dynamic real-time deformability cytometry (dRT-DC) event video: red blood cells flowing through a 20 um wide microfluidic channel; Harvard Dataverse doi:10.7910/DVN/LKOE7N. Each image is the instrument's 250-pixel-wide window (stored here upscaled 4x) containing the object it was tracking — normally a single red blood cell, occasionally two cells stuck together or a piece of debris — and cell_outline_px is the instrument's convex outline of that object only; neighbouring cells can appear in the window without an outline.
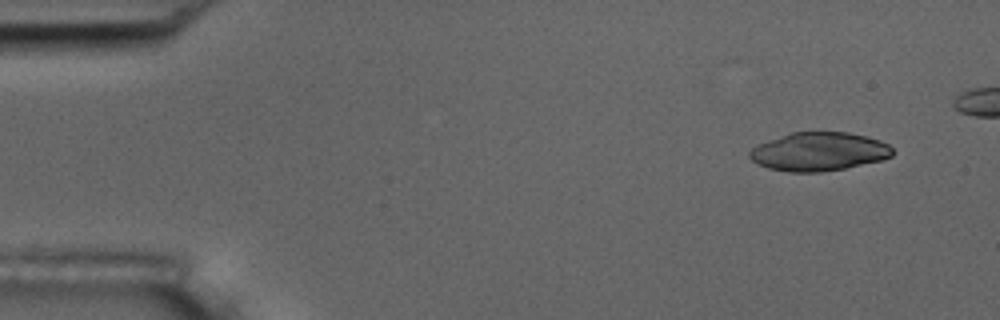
{"species": "common noctule bat (a hibernating species)", "species_latin": "Nyctalus noctula", "temperature_condition": "room temperature", "stored_images_in_passage": 4, "camera_frame_rate_fps": 3000, "um_per_image_px": 0.085, "animal": {"sex": "male", "body_mass_g": 17.5, "forearm_length_mm": 52.3}, "frame": {"image": 1, "passage_image": 1, "time_ms": 0.0, "image_size_px": [1000, 320], "cell_outline_px": [[892, 156], [880, 160], [844, 168], [820, 172], [788, 172], [768, 168], [756, 164], [748, 156], [748, 152], [756, 144], [792, 132], [848, 132], [868, 136], [880, 140], [888, 144], [892, 148]], "centroid_in_image_um": [69.57, 12.88], "position_along_channel_um": 15.4, "area_um2": 32.19}}